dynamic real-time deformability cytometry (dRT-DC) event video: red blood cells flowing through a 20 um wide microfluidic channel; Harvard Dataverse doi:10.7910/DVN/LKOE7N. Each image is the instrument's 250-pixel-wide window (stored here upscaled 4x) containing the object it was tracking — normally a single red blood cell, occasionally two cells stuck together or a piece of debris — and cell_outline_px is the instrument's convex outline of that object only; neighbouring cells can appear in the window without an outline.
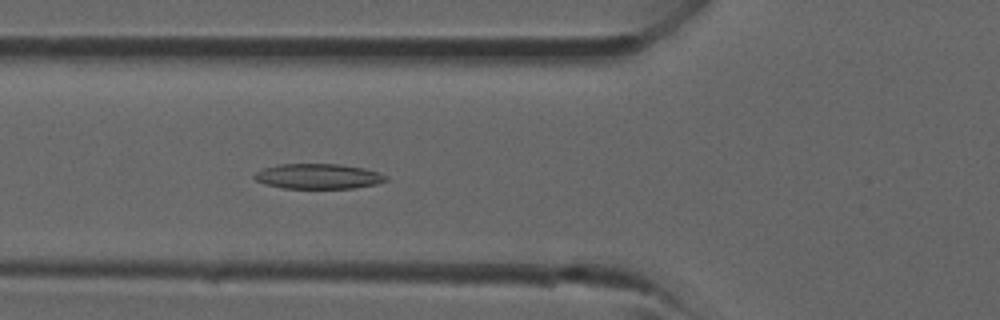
{"species": "common noctule bat (a hibernating species)", "species_latin": "Nyctalus noctula", "temperature_condition": "room temperature", "stored_images_in_passage": 39, "camera_frame_rate_fps": 3000, "um_per_image_px": 0.085, "animal": {"sex": "male", "forearm_length_mm": 52.5}, "frame": {"image": 1, "passage_image": 14, "time_ms": 4.333, "image_size_px": [1000, 320], "cell_outline_px": [[388, 180], [376, 184], [356, 188], [284, 188], [264, 184], [256, 180], [252, 176], [260, 168], [276, 164], [340, 164], [364, 168], [388, 176]], "centroid_in_image_um": [27.01, 14.98], "position_along_channel_um": 98.8, "area_um2": 19.42}}
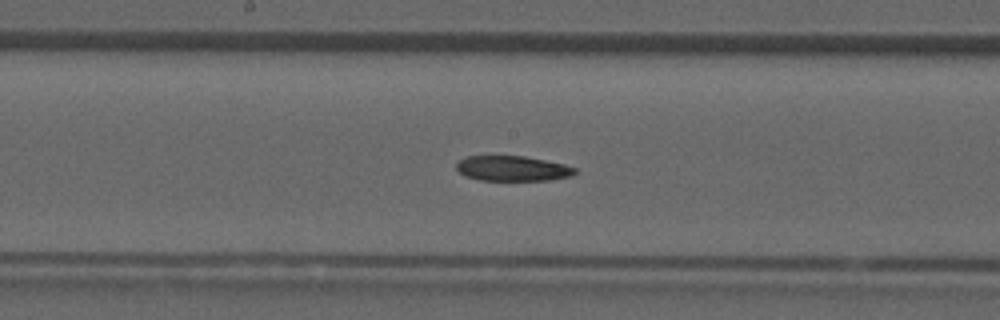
{"frame": {"image": 2, "passage_image": 20, "time_ms": 6.333, "image_size_px": [1000, 320], "cell_outline_px": [[576, 172], [572, 176], [548, 180], [480, 180], [464, 176], [456, 168], [456, 164], [460, 160], [468, 156], [524, 156], [564, 164], [576, 168]], "centroid_in_image_um": [43.56, 14.32], "position_along_channel_um": 204.6, "area_um2": 17.28}}
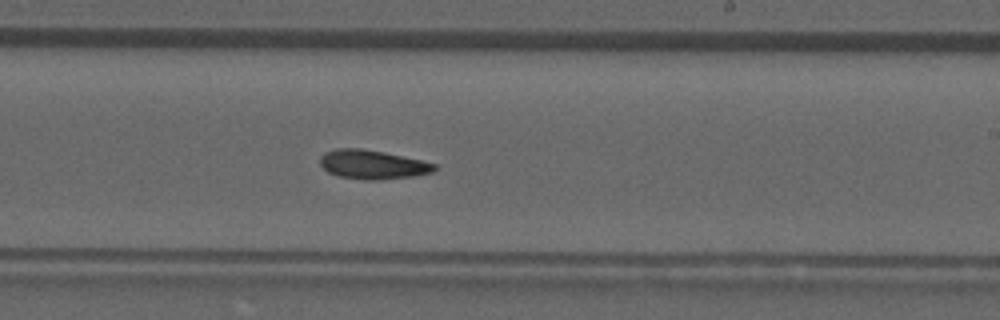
{"frame": {"image": 3, "passage_image": 23, "time_ms": 7.333, "image_size_px": [1000, 320], "cell_outline_px": [[436, 168], [432, 172], [416, 176], [380, 180], [368, 180], [340, 176], [328, 172], [320, 164], [320, 156], [324, 152], [336, 148], [360, 148], [384, 152], [420, 160], [436, 164]], "centroid_in_image_um": [31.65, 13.98], "position_along_channel_um": 257.3, "area_um2": 19.31}}